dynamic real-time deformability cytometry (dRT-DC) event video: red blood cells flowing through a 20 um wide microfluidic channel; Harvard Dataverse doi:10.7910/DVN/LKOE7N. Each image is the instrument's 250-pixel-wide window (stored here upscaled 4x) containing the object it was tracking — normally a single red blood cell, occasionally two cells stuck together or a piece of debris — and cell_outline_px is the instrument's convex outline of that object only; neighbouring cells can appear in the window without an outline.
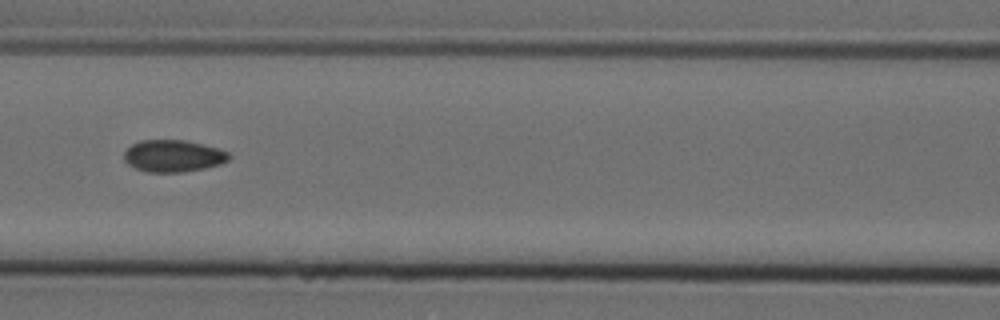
{"species": "Egyptian fruit bat (a non-hibernating species)", "species_latin": "Rousettus aegyptiacus", "temperature_condition": "cold", "stored_images_in_passage": 6, "camera_frame_rate_fps": 3000, "um_per_image_px": 0.085, "animal": {"sex": "female"}, "frame": {"image": 1, "passage_image": 6, "time_ms": 1.667, "image_size_px": [1000, 320], "cell_outline_px": [[232, 156], [228, 160], [220, 164], [204, 168], [180, 172], [148, 172], [136, 168], [128, 164], [124, 160], [124, 152], [132, 144], [140, 140], [184, 140], [204, 144], [228, 152]], "centroid_in_image_um": [14.72, 13.25], "position_along_channel_um": 151.9, "area_um2": 19.48}}